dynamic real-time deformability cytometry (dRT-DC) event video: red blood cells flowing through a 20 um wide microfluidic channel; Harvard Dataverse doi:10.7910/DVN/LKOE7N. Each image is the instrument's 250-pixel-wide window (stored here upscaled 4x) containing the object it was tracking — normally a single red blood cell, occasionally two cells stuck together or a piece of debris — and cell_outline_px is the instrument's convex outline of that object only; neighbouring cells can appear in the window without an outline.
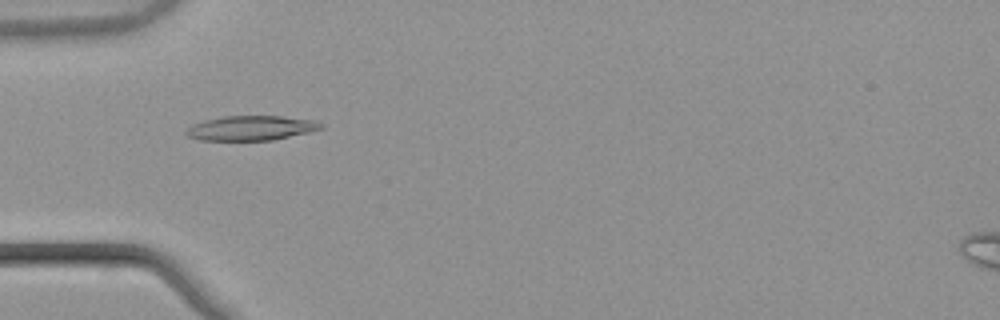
{"species": "common noctule bat (a hibernating species)", "species_latin": "Nyctalus noctula", "temperature_condition": "warm", "stored_images_in_passage": 53, "camera_frame_rate_fps": 3000, "um_per_image_px": 0.085, "animal": {"sex": "male", "body_mass_g": 21.5, "forearm_length_mm": 52.0}, "frame": {"image": 1, "passage_image": 17, "time_ms": 5.333, "image_size_px": [1000, 320], "cell_outline_px": [[324, 128], [308, 132], [272, 140], [200, 140], [188, 136], [184, 132], [192, 124], [204, 120], [224, 116], [284, 116], [316, 120], [324, 124]], "centroid_in_image_um": [21.36, 10.87], "position_along_channel_um": 63.6, "area_um2": 19.42}}
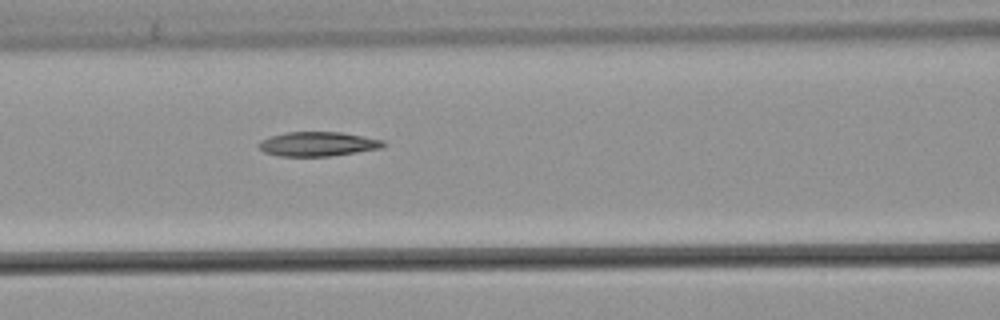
{"frame": {"image": 2, "passage_image": 23, "time_ms": 7.333, "image_size_px": [1000, 320], "cell_outline_px": [[388, 144], [380, 148], [356, 152], [328, 156], [280, 156], [264, 152], [256, 144], [260, 140], [272, 136], [288, 132], [340, 132], [364, 136], [384, 140]], "centroid_in_image_um": [27.02, 12.23], "position_along_channel_um": 139.6, "area_um2": 17.63}}
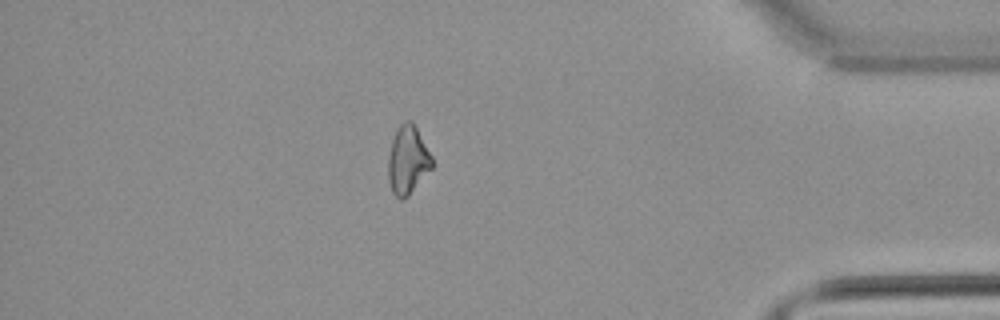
{"frame": {"image": 3, "passage_image": 46, "time_ms": 15.0, "image_size_px": [1000, 320], "cell_outline_px": [[432, 168], [408, 196], [404, 200], [400, 200], [392, 192], [388, 180], [388, 156], [392, 140], [400, 124], [404, 120], [408, 120], [416, 128], [432, 156]], "centroid_in_image_um": [34.64, 13.65], "position_along_channel_um": 400.6, "area_um2": 17.28}, "authors_computed_cell_mechanics": {"area_um2": 18.0336, "velocity_mm_per_s": 3.8867, "shape_relaxation_time_tau1_ms": 9.3764, "shape_relaxation_time_tau2_ms": null, "deformation_change_tau1": 0.1894, "deformation_change_tau2": null}}